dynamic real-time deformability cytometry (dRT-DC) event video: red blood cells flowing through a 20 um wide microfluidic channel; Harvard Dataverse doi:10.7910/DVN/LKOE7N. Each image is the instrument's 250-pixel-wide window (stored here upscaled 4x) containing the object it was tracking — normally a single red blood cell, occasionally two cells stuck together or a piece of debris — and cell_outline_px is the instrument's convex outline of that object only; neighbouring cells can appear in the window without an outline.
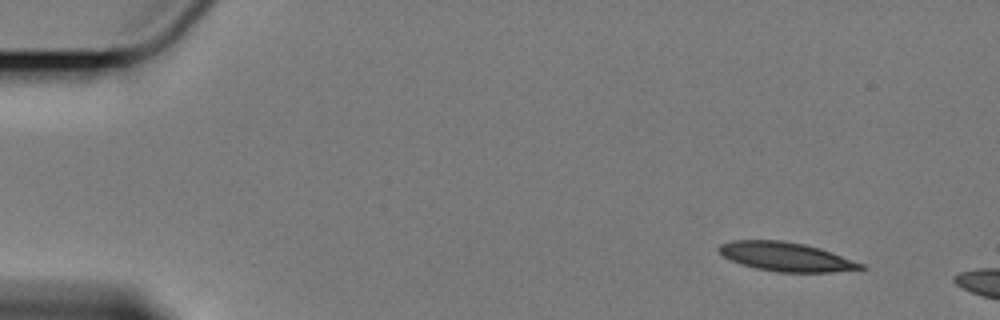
{"species": "Egyptian fruit bat (a non-hibernating species)", "species_latin": "Rousettus aegyptiacus", "temperature_condition": "cold", "stored_images_in_passage": 16, "camera_frame_rate_fps": 3000, "um_per_image_px": 0.085, "animal": {"sex": "female"}, "frame": {"image": 1, "passage_image": 5, "time_ms": 1.333, "image_size_px": [1000, 320], "cell_outline_px": [[868, 268], [832, 272], [776, 272], [756, 268], [740, 264], [724, 256], [716, 248], [720, 244], [732, 240], [780, 240], [804, 244], [820, 248], [864, 264]], "centroid_in_image_um": [66.8, 21.82], "position_along_channel_um": 18.2, "area_um2": 23.87}}